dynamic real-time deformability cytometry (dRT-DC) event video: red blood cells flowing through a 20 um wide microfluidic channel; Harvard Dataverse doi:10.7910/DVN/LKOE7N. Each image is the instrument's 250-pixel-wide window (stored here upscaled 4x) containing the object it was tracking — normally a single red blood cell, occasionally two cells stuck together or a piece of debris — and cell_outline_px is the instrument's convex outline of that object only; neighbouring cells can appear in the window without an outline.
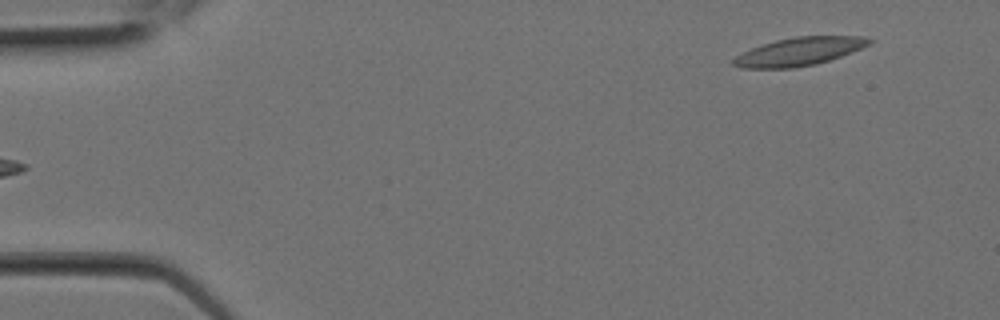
{"species": "Egyptian fruit bat (a non-hibernating species)", "species_latin": "Rousettus aegyptiacus", "temperature_condition": "room temperature", "stored_images_in_passage": 3, "camera_frame_rate_fps": 3000, "um_per_image_px": 0.085, "animal": {"sex": "female"}, "frame": {"image": 1, "passage_image": 3, "time_ms": 0.667, "image_size_px": [1000, 320], "cell_outline_px": [[872, 40], [868, 44], [852, 52], [816, 64], [792, 68], [744, 68], [732, 64], [732, 60], [736, 56], [752, 48], [776, 40], [796, 36], [864, 36]], "centroid_in_image_um": [67.92, 4.38], "position_along_channel_um": 17.1, "area_um2": 21.91}}